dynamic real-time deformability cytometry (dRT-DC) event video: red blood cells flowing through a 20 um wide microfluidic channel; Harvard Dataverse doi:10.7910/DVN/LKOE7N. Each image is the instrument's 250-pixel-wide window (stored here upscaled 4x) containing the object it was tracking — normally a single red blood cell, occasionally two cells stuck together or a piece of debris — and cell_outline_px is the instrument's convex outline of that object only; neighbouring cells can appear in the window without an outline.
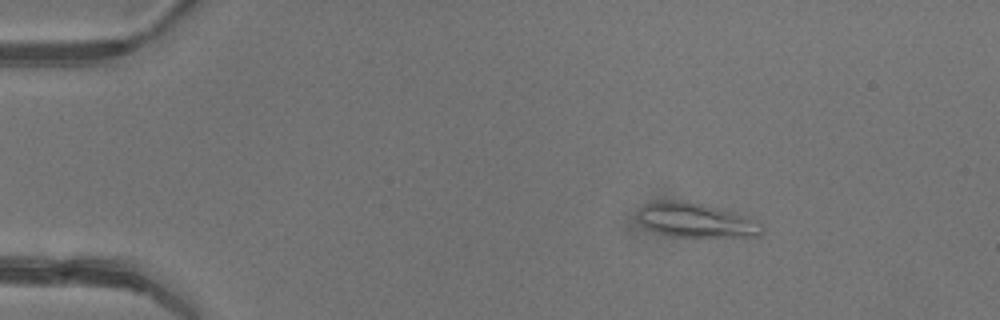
{"species": "common noctule bat (a hibernating species)", "species_latin": "Nyctalus noctula", "temperature_condition": "warm", "stored_images_in_passage": 7, "camera_frame_rate_fps": 3000, "um_per_image_px": 0.085, "animal": {"sex": "female"}, "frame": {"image": 1, "passage_image": 2, "time_ms": 1.333, "image_size_px": [1000, 320], "cell_outline_px": [[764, 232], [760, 236], [672, 236], [656, 232], [648, 228], [640, 220], [640, 208], [644, 204], [656, 200], [680, 200], [704, 204], [752, 216], [764, 228]], "centroid_in_image_um": [59.23, 18.7], "position_along_channel_um": 25.8, "area_um2": 24.85}}
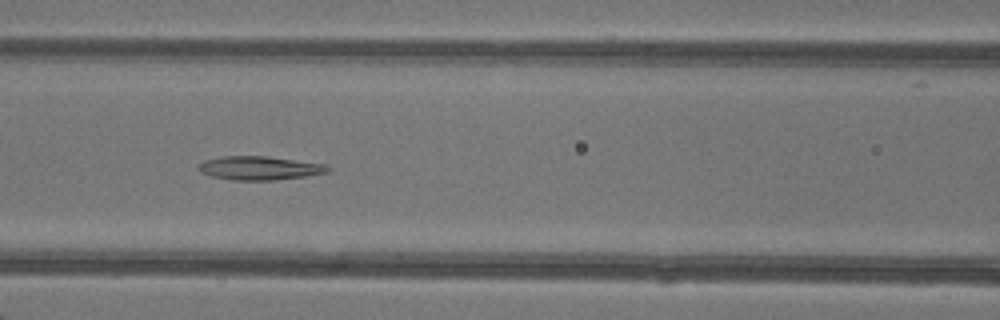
{"frame": {"image": 2, "passage_image": 6, "time_ms": 6.0, "image_size_px": [1000, 320], "cell_outline_px": [[328, 172], [304, 176], [276, 180], [232, 180], [212, 176], [200, 172], [196, 168], [204, 160], [224, 156], [264, 156], [324, 164], [328, 168]], "centroid_in_image_um": [21.99, 14.29], "position_along_channel_um": 144.6, "area_um2": 17.57}}
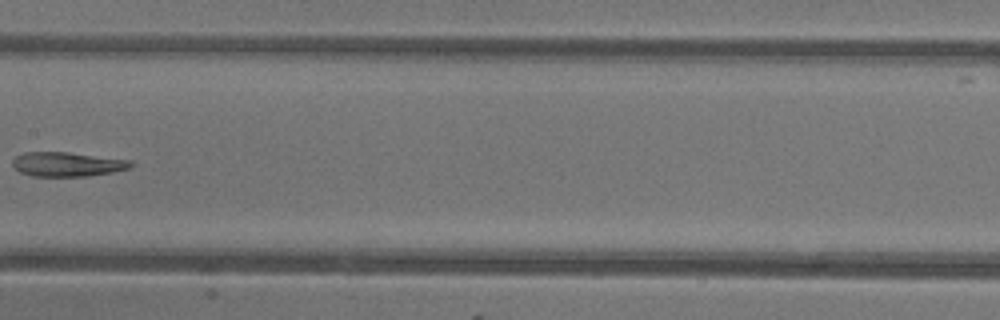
{"frame": {"image": 3, "passage_image": 7, "time_ms": 7.333, "image_size_px": [1000, 320], "cell_outline_px": [[132, 168], [112, 172], [88, 176], [32, 176], [20, 172], [12, 164], [12, 160], [16, 156], [24, 152], [68, 152], [132, 160]], "centroid_in_image_um": [5.74, 13.96], "position_along_channel_um": 201.7, "area_um2": 16.82}}